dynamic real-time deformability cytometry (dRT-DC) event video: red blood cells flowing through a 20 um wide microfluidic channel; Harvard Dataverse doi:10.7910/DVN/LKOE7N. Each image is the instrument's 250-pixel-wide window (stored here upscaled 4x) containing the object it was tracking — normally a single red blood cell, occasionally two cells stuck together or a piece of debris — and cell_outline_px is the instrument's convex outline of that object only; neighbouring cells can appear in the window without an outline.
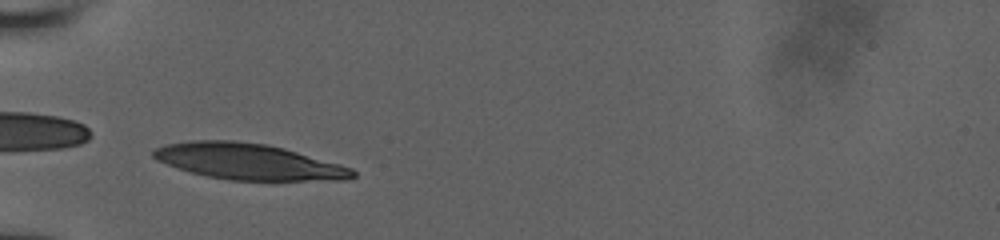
{"species": "human", "species_latin": "Homo sapiens", "temperature_condition": "room temperature", "stored_images_in_passage": 39, "camera_frame_rate_fps": 3000, "um_per_image_px": 0.085, "donor": {"sex": "male"}, "frame": {"image": 1, "passage_image": 1, "time_ms": 0.0, "image_size_px": [1000, 240], "cell_outline_px": [[356, 176], [344, 180], [228, 180], [208, 176], [192, 172], [156, 160], [152, 156], [152, 152], [156, 148], [164, 144], [192, 140], [236, 140], [268, 144], [284, 148], [340, 164], [352, 168], [356, 172]], "centroid_in_image_um": [21.13, 13.72], "position_along_channel_um": 63.9, "area_um2": 41.73}}
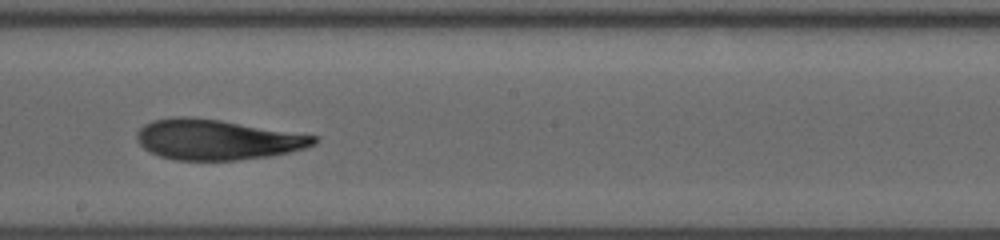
{"frame": {"image": 2, "passage_image": 17, "time_ms": 4.333, "image_size_px": [1000, 240], "cell_outline_px": [[320, 140], [316, 144], [304, 148], [272, 156], [236, 160], [176, 160], [160, 156], [144, 148], [136, 140], [136, 132], [144, 124], [152, 120], [180, 116], [184, 116], [220, 120], [320, 136]], "centroid_in_image_um": [18.47, 11.86], "position_along_channel_um": 229.7, "area_um2": 41.67}}
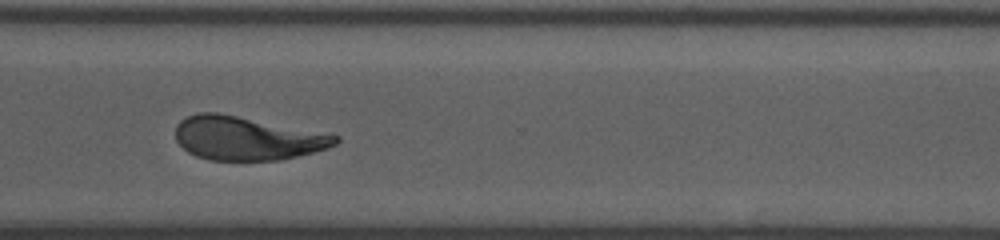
{"frame": {"image": 3, "passage_image": 28, "time_ms": 7.333, "image_size_px": [1000, 240], "cell_outline_px": [[340, 140], [336, 144], [328, 148], [280, 160], [208, 160], [196, 156], [188, 152], [176, 140], [176, 124], [180, 120], [188, 116], [200, 112], [216, 112], [340, 136]], "centroid_in_image_um": [20.95, 11.76], "position_along_channel_um": 349.7, "area_um2": 40.17}}